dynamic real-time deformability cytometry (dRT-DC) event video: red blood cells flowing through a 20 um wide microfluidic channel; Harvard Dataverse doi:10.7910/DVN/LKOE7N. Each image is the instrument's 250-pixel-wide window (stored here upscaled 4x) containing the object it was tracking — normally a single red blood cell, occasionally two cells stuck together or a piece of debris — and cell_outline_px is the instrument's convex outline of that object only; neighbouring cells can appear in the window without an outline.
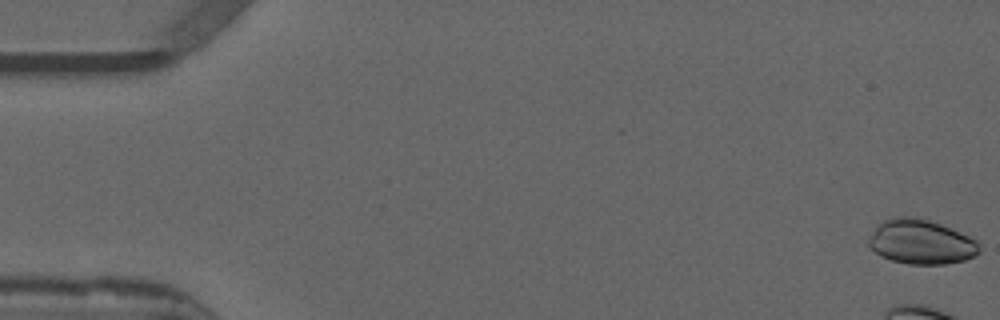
{"species": "common noctule bat (a hibernating species)", "species_latin": "Nyctalus noctula", "temperature_condition": "warm", "stored_images_in_passage": 12, "camera_frame_rate_fps": 3000, "um_per_image_px": 0.085, "animal": {"sex": "male", "forearm_length_mm": 52.5}, "frame": {"image": 1, "passage_image": 1, "time_ms": 0.0, "image_size_px": [1000, 320], "cell_outline_px": [[980, 252], [964, 260], [944, 264], [908, 264], [892, 260], [880, 256], [868, 248], [868, 240], [876, 228], [884, 220], [896, 216], [912, 216], [928, 220], [940, 224], [960, 232], [976, 240], [980, 244]], "centroid_in_image_um": [78.27, 20.57], "position_along_channel_um": 6.7, "area_um2": 28.61}}